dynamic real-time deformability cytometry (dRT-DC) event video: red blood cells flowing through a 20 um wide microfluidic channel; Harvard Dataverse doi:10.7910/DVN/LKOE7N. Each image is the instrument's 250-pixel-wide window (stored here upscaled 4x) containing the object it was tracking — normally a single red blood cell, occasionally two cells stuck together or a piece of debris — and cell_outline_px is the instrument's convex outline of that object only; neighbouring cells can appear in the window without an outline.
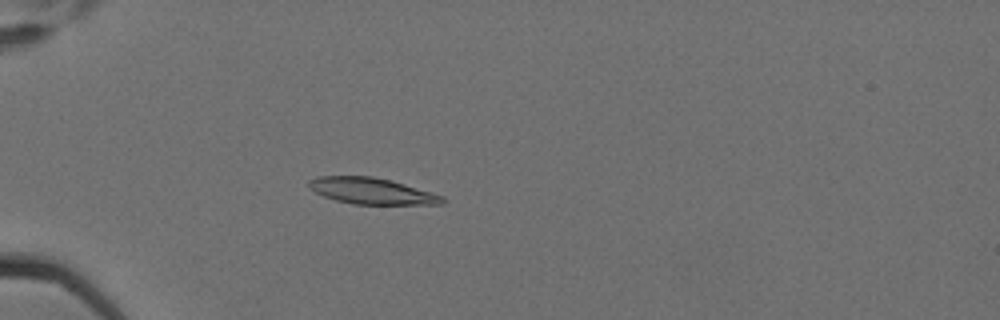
{"species": "Egyptian fruit bat (a non-hibernating species)", "species_latin": "Rousettus aegyptiacus", "temperature_condition": "cold", "stored_images_in_passage": 5, "camera_frame_rate_fps": 3000, "um_per_image_px": 0.085, "animal": {"sex": "female"}, "frame": {"image": 1, "passage_image": 5, "time_ms": 1.333, "image_size_px": [1000, 320], "cell_outline_px": [[448, 200], [444, 204], [352, 204], [336, 200], [324, 196], [308, 188], [308, 180], [316, 176], [372, 176], [404, 184], [432, 192], [444, 196]], "centroid_in_image_um": [31.6, 16.23], "position_along_channel_um": 53.4, "area_um2": 20.46}}